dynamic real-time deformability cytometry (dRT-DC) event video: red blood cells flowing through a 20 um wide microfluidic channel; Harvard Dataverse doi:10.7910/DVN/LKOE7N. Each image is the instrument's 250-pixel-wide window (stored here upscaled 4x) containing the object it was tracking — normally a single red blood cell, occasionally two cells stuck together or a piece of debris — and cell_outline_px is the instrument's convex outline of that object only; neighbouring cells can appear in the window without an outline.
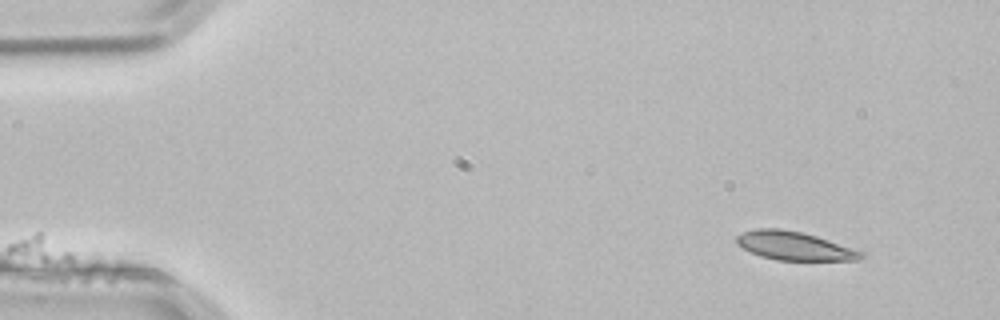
{"species": "common noctule bat (a hibernating species)", "species_latin": "Nyctalus noctula", "temperature_condition": "room temperature", "stored_images_in_passage": 3, "camera_frame_rate_fps": 3000, "um_per_image_px": 0.085, "animal": {"sex": "male", "body_mass_g": 21.5, "forearm_length_mm": 52.0}, "frame": {"image": 1, "passage_image": 1, "time_ms": 0.0, "image_size_px": [1000, 320], "cell_outline_px": [[864, 256], [860, 260], [776, 260], [760, 256], [736, 244], [736, 236], [744, 232], [756, 228], [780, 228], [800, 232], [816, 236], [864, 252]], "centroid_in_image_um": [67.5, 20.9], "position_along_channel_um": 17.5, "area_um2": 20.52}}
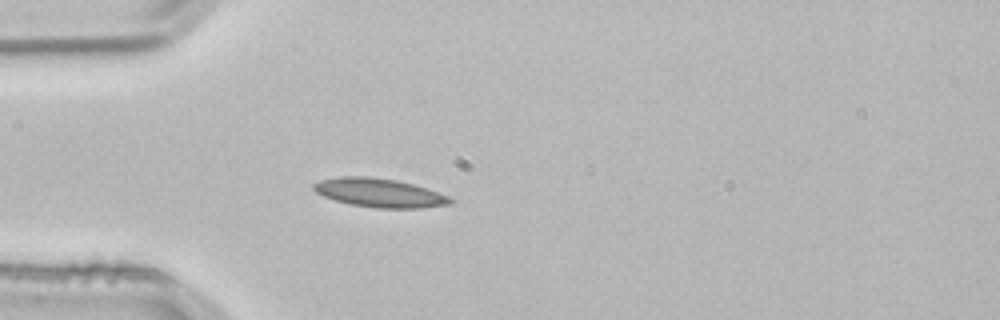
{"frame": {"image": 2, "passage_image": 3, "time_ms": 0.667, "image_size_px": [1000, 320], "cell_outline_px": [[456, 200], [452, 204], [420, 208], [376, 208], [352, 204], [336, 200], [324, 196], [316, 192], [312, 188], [312, 184], [320, 180], [340, 176], [368, 176], [396, 180], [428, 188], [448, 196]], "centroid_in_image_um": [32.28, 16.38], "position_along_channel_um": 52.7, "area_um2": 22.95}}